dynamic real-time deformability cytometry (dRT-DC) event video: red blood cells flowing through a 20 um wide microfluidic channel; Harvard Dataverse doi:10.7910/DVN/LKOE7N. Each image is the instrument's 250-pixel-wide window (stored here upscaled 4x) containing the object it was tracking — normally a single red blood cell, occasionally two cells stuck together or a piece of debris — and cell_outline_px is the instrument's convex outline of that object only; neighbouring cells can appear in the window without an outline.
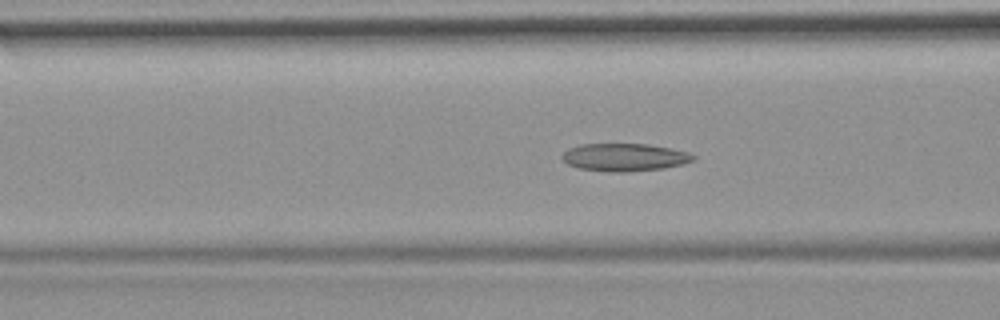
{"species": "common noctule bat (a hibernating species)", "species_latin": "Nyctalus noctula", "temperature_condition": "room temperature", "stored_images_in_passage": 55, "camera_frame_rate_fps": 3000, "um_per_image_px": 0.085, "animal": {"sex": "female", "body_mass_g": 19.9}, "frame": {"image": 1, "passage_image": 21, "time_ms": 6.667, "image_size_px": [1000, 320], "cell_outline_px": [[696, 160], [684, 164], [664, 168], [628, 172], [608, 172], [580, 168], [568, 164], [560, 156], [568, 148], [580, 144], [648, 144], [688, 152], [696, 156]], "centroid_in_image_um": [53.1, 13.37], "position_along_channel_um": 113.5, "area_um2": 21.27}}
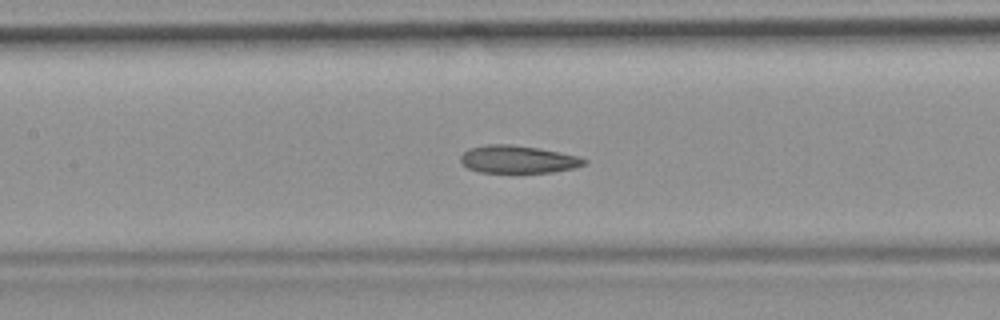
{"frame": {"image": 2, "passage_image": 25, "time_ms": 8.0, "image_size_px": [1000, 320], "cell_outline_px": [[588, 160], [584, 164], [576, 168], [552, 172], [480, 172], [468, 168], [460, 160], [460, 156], [468, 148], [488, 144], [512, 144], [540, 148], [580, 156]], "centroid_in_image_um": [44.05, 13.53], "position_along_channel_um": 163.4, "area_um2": 20.0}}
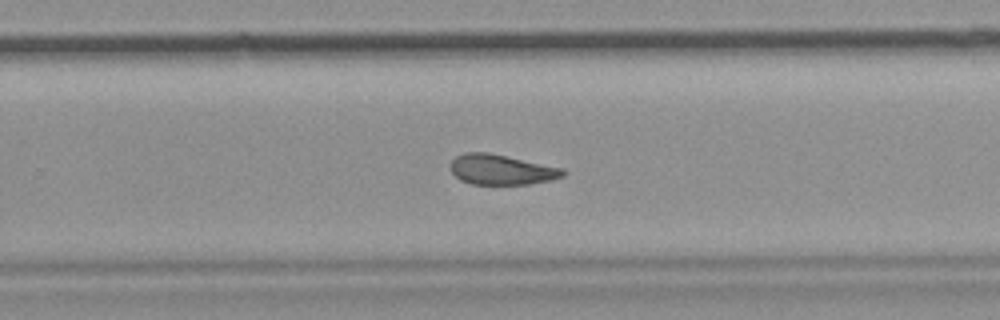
{"frame": {"image": 3, "passage_image": 35, "time_ms": 11.333, "image_size_px": [1000, 320], "cell_outline_px": [[568, 172], [564, 176], [552, 180], [528, 184], [472, 184], [460, 180], [448, 168], [452, 160], [456, 156], [464, 152], [488, 152], [564, 168]], "centroid_in_image_um": [42.63, 14.41], "position_along_channel_um": 287.2, "area_um2": 20.0}, "authors_computed_cell_mechanics": {"area_um2": 21.2704, "velocity_mm_per_s": 3.7393, "shape_relaxation_time_tau1_ms": null, "shape_relaxation_time_tau2_ms": 3.8995, "deformation_change_tau1": null, "deformation_change_tau2": 0.1131}}